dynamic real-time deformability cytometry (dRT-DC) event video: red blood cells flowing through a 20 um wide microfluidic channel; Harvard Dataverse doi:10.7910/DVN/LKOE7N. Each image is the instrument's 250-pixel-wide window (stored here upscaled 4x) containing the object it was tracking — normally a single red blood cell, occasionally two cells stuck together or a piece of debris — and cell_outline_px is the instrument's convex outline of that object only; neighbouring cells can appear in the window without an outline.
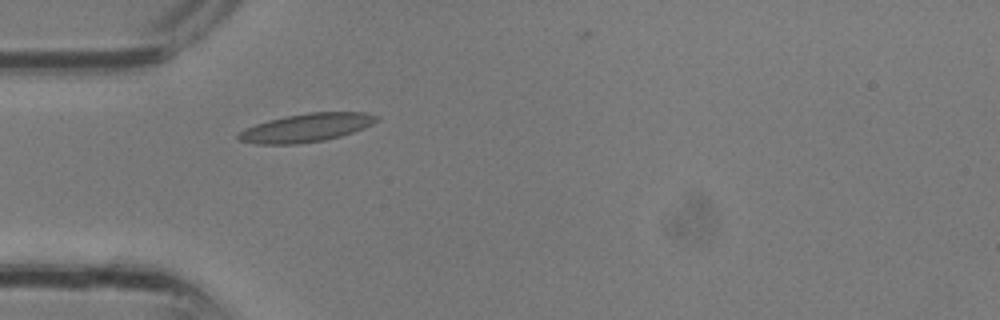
{"species": "common noctule bat (a hibernating species)", "species_latin": "Nyctalus noctula", "temperature_condition": "room temperature", "stored_images_in_passage": 3, "camera_frame_rate_fps": 3000, "um_per_image_px": 0.085, "animal": {"sex": "male", "body_mass_g": 13.3}, "frame": {"image": 1, "passage_image": 3, "time_ms": 0.667, "image_size_px": [1000, 320], "cell_outline_px": [[380, 120], [364, 128], [340, 136], [324, 140], [296, 144], [256, 144], [240, 140], [236, 136], [244, 128], [268, 120], [308, 112], [364, 112], [380, 116]], "centroid_in_image_um": [26.06, 10.85], "position_along_channel_um": 58.9, "area_um2": 22.77}}